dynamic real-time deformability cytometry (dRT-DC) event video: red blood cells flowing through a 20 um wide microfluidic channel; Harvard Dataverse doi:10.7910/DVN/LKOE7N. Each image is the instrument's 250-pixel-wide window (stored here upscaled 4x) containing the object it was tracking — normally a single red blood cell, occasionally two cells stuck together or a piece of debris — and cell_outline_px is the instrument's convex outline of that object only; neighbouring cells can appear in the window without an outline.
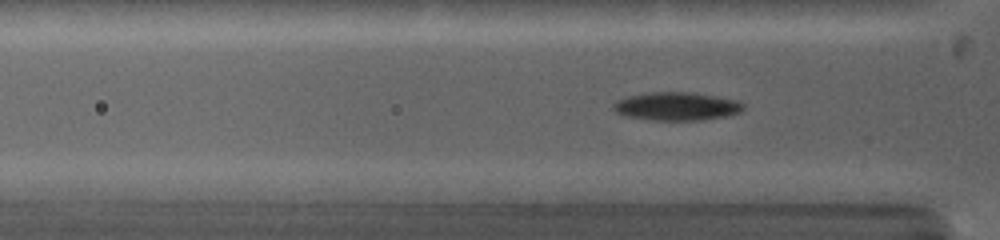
{"species": "common noctule bat (a hibernating species)", "species_latin": "Nyctalus noctula", "temperature_condition": "warm", "stored_images_in_passage": 37, "camera_frame_rate_fps": 5000, "um_per_image_px": 0.085, "animal": {"sex": "female", "body_mass_g": 19.0, "forearm_length_mm": 53.3}, "frame": {"image": 1, "passage_image": 12, "time_ms": 2.4, "image_size_px": [1000, 240], "cell_outline_px": [[744, 108], [740, 112], [724, 116], [700, 120], [652, 120], [624, 116], [616, 112], [612, 108], [612, 104], [616, 100], [628, 96], [648, 92], [692, 92], [740, 100], [744, 104]], "centroid_in_image_um": [57.49, 9.03], "position_along_channel_um": 68.3, "area_um2": 21.56}}
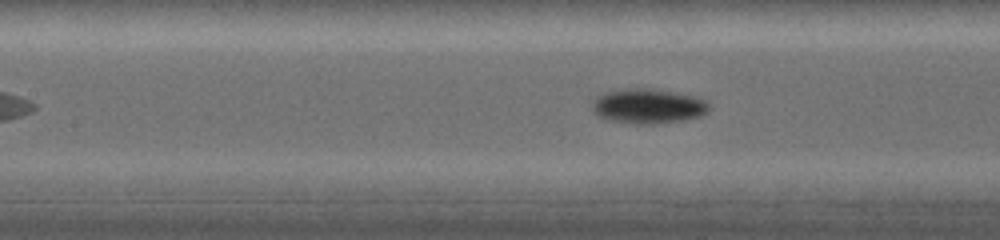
{"frame": {"image": 2, "passage_image": 21, "time_ms": 4.4, "image_size_px": [1000, 240], "cell_outline_px": [[712, 104], [708, 112], [700, 116], [684, 120], [648, 124], [636, 124], [612, 120], [596, 116], [592, 112], [592, 100], [596, 96], [604, 92], [620, 88], [652, 88], [696, 96]], "centroid_in_image_um": [55.07, 9.0], "position_along_channel_um": 152.3, "area_um2": 24.1}}
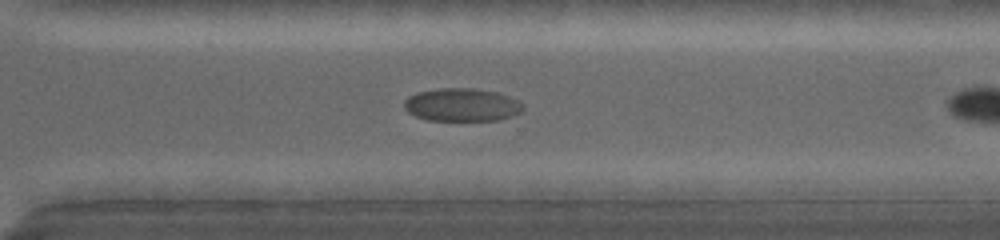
{"frame": {"image": 3, "passage_image": 35, "time_ms": 7.6, "image_size_px": [1000, 240], "cell_outline_px": [[524, 108], [520, 112], [512, 116], [496, 120], [428, 120], [416, 116], [408, 112], [404, 108], [404, 100], [408, 96], [416, 92], [436, 88], [472, 88], [500, 92], [520, 100], [524, 104]], "centroid_in_image_um": [39.28, 8.89], "position_along_channel_um": 331.3, "area_um2": 23.18}}